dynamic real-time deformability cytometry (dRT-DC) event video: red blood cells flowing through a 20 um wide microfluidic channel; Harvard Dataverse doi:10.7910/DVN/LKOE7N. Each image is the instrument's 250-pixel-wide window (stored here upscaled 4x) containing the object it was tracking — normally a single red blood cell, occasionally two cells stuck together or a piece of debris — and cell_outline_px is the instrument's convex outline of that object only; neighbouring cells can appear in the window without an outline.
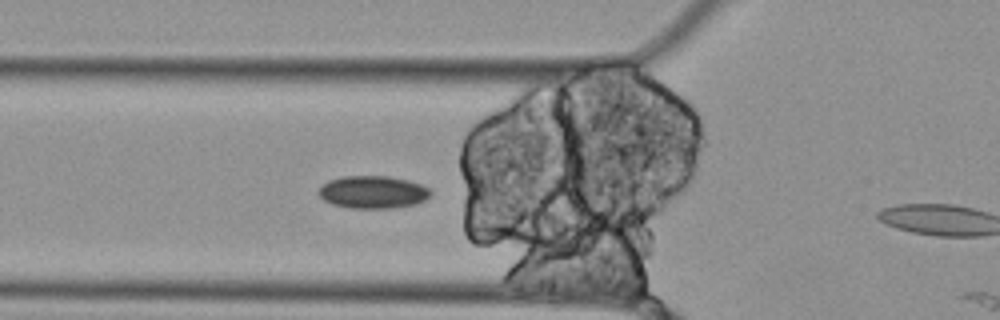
{"species": "Egyptian fruit bat (a non-hibernating species)", "species_latin": "Rousettus aegyptiacus", "temperature_condition": "cold", "stored_images_in_passage": 9, "camera_frame_rate_fps": 3000, "um_per_image_px": 0.085, "animal": {"sex": "female"}, "frame": {"image": 1, "passage_image": 8, "time_ms": 2.333, "image_size_px": [1000, 320], "cell_outline_px": [[432, 192], [428, 200], [416, 204], [392, 208], [352, 208], [332, 204], [324, 200], [316, 192], [328, 180], [340, 176], [388, 176], [408, 180], [420, 184], [428, 188]], "centroid_in_image_um": [31.71, 16.33], "position_along_channel_um": 94.1, "area_um2": 21.44}}